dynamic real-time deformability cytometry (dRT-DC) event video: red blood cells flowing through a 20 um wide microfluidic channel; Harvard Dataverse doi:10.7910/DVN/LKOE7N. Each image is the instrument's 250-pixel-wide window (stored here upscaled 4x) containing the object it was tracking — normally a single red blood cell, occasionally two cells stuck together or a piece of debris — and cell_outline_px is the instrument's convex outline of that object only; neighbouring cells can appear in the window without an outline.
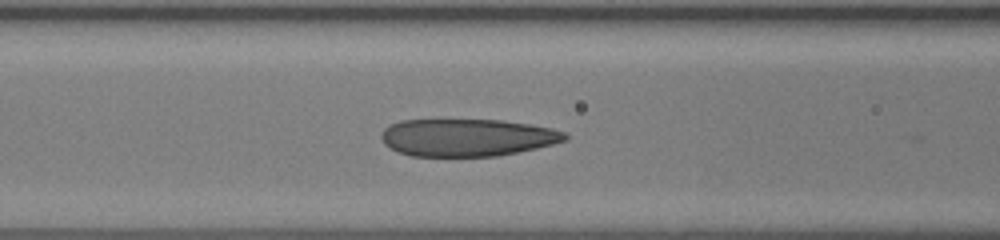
{"species": "human", "species_latin": "Homo sapiens", "temperature_condition": "room temperature", "stored_images_in_passage": 42, "camera_frame_rate_fps": 3000, "um_per_image_px": 0.085, "donor": {"sex": "female"}, "frame": {"image": 1, "passage_image": 14, "time_ms": 4.333, "image_size_px": [1000, 240], "cell_outline_px": [[568, 140], [536, 148], [496, 156], [412, 156], [396, 152], [384, 144], [380, 136], [380, 132], [388, 124], [400, 120], [500, 120], [528, 124], [552, 128], [564, 132], [568, 136]], "centroid_in_image_um": [39.65, 11.69], "position_along_channel_um": 126.9, "area_um2": 40.23}}
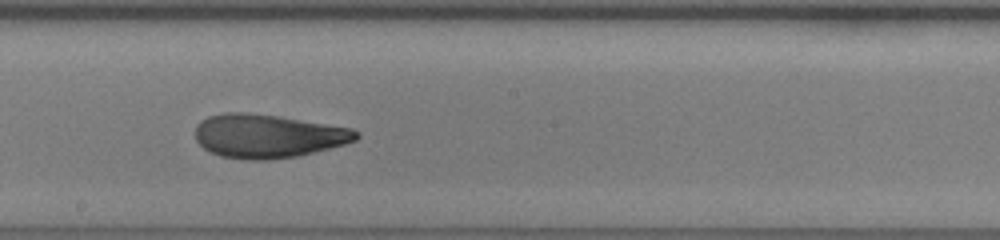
{"frame": {"image": 2, "passage_image": 21, "time_ms": 6.667, "image_size_px": [1000, 240], "cell_outline_px": [[360, 136], [356, 140], [344, 144], [296, 156], [264, 160], [248, 160], [220, 156], [204, 148], [196, 140], [196, 124], [200, 120], [208, 116], [224, 112], [244, 112], [276, 116], [352, 128], [360, 132]], "centroid_in_image_um": [22.74, 11.55], "position_along_channel_um": 225.5, "area_um2": 40.63}}
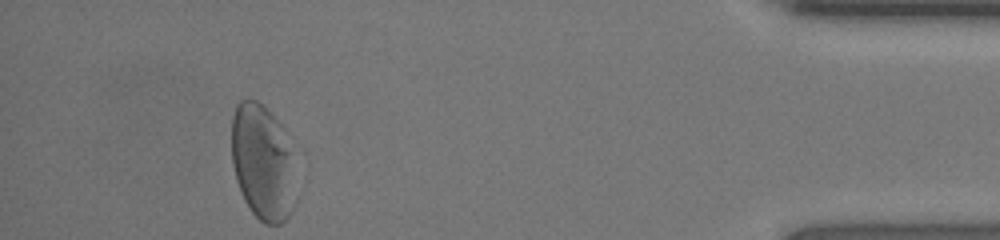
{"frame": {"image": 3, "passage_image": 38, "time_ms": 12.333, "image_size_px": [1000, 240], "cell_outline_px": [[296, 204], [288, 216], [280, 224], [264, 224], [252, 212], [244, 200], [240, 192], [236, 180], [232, 164], [232, 116], [236, 104], [240, 100], [256, 100], [284, 128], [292, 152], [296, 200]], "centroid_in_image_um": [22.33, 13.83], "position_along_channel_um": 412.9, "area_um2": 43.64}, "authors_computed_cell_mechanics": {"area_um2": 41.616, "velocity_mm_per_s": 4.2681, "shape_relaxation_time_tau1_ms": 7.847, "shape_relaxation_time_tau2_ms": 1.589, "deformation_change_tau1": 0.2301, "deformation_change_tau2": 0.0602}}